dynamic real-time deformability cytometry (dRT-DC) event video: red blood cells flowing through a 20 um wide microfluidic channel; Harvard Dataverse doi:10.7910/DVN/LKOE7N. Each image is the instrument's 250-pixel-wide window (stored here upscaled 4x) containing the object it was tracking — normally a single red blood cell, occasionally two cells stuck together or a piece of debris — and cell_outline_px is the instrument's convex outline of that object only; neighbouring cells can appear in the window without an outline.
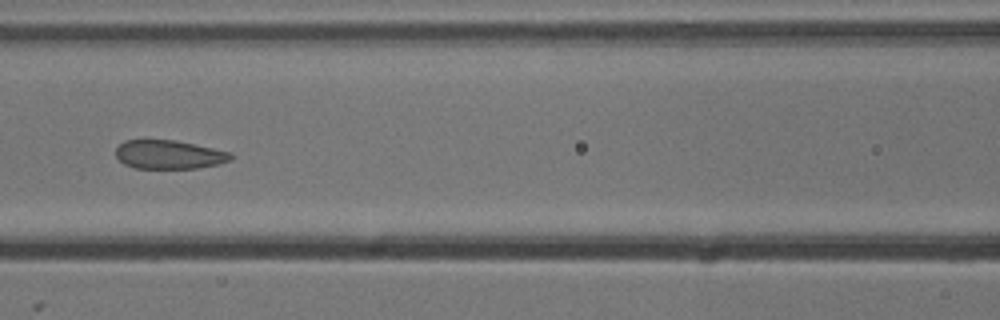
{"species": "common noctule bat (a hibernating species)", "species_latin": "Nyctalus noctula", "temperature_condition": "cold", "stored_images_in_passage": 8, "camera_frame_rate_fps": 3000, "um_per_image_px": 0.085, "animal": {"sex": "male", "body_mass_g": 13.3}, "frame": {"image": 1, "passage_image": 5, "time_ms": 1.333, "image_size_px": [1000, 320], "cell_outline_px": [[232, 160], [220, 164], [196, 168], [136, 168], [124, 164], [116, 156], [116, 148], [124, 140], [176, 140], [232, 152]], "centroid_in_image_um": [14.39, 13.13], "position_along_channel_um": 152.2, "area_um2": 19.31}}
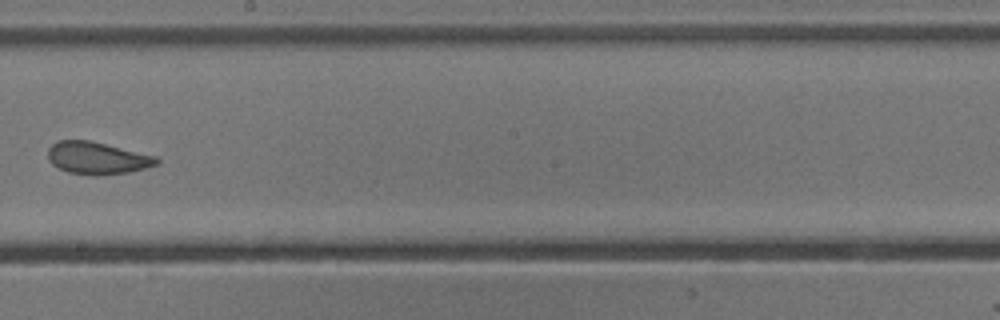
{"frame": {"image": 2, "passage_image": 7, "time_ms": 2.0, "image_size_px": [1000, 320], "cell_outline_px": [[160, 164], [128, 172], [100, 176], [92, 176], [68, 172], [52, 164], [48, 160], [48, 148], [56, 140], [92, 140], [156, 156], [160, 160]], "centroid_in_image_um": [8.26, 13.43], "position_along_channel_um": 239.9, "area_um2": 20.75}}
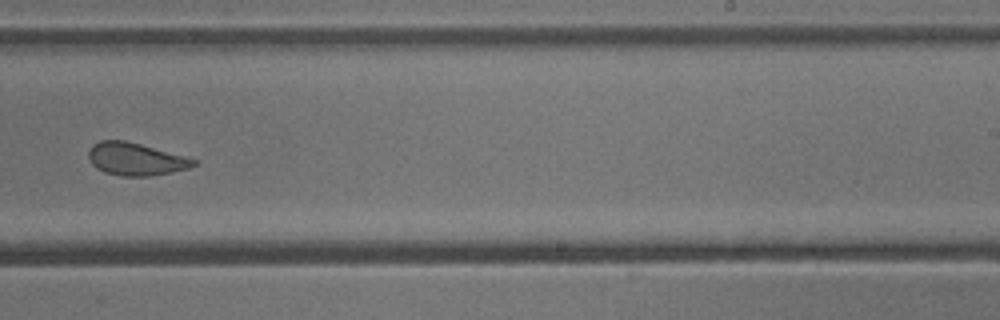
{"frame": {"image": 3, "passage_image": 8, "time_ms": 2.333, "image_size_px": [1000, 320], "cell_outline_px": [[200, 164], [188, 168], [172, 172], [148, 176], [120, 176], [104, 172], [96, 168], [88, 160], [88, 152], [92, 144], [100, 140], [124, 140], [140, 144], [200, 160]], "centroid_in_image_um": [11.54, 13.52], "position_along_channel_um": 277.5, "area_um2": 20.17}}